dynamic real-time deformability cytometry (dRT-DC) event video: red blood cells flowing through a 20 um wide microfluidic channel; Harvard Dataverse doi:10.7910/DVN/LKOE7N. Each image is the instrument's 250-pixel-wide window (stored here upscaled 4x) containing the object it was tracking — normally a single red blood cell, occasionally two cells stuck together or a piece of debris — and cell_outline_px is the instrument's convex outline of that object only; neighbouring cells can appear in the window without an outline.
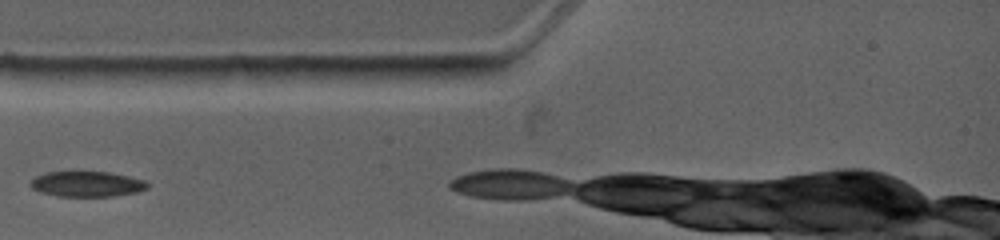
{"species": "common noctule bat (a hibernating species)", "species_latin": "Nyctalus noctula", "temperature_condition": "warm", "stored_images_in_passage": 3, "camera_frame_rate_fps": 4500, "um_per_image_px": 0.085, "animal": {"sex": "female", "body_mass_g": 19.0, "forearm_length_mm": 53.3}, "frame": {"image": 1, "passage_image": 1, "time_ms": 0.0, "image_size_px": [1000, 240], "cell_outline_px": [[148, 188], [136, 192], [112, 196], [56, 196], [40, 192], [32, 188], [28, 184], [36, 176], [44, 172], [108, 172], [128, 176], [144, 180], [148, 184]], "centroid_in_image_um": [7.35, 15.64], "position_along_channel_um": 77.6, "area_um2": 17.22}}